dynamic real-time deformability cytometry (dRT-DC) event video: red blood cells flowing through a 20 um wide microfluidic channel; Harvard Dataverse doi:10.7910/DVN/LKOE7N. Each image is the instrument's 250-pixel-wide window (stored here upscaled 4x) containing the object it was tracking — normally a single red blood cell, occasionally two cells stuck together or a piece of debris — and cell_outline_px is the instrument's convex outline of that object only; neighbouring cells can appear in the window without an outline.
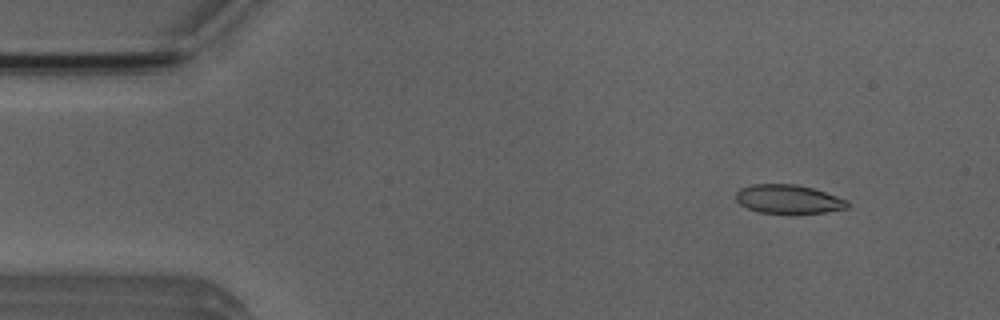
{"species": "Egyptian fruit bat (a non-hibernating species)", "species_latin": "Rousettus aegyptiacus", "temperature_condition": "room temperature", "stored_images_in_passage": 6, "camera_frame_rate_fps": 3000, "um_per_image_px": 0.085, "animal": {"sex": "male"}, "frame": {"image": 1, "passage_image": 1, "time_ms": 0.0, "image_size_px": [1000, 320], "cell_outline_px": [[848, 208], [824, 212], [788, 216], [760, 212], [748, 208], [740, 204], [736, 200], [736, 192], [740, 188], [752, 184], [796, 184], [812, 188], [848, 200]], "centroid_in_image_um": [67.0, 16.96], "position_along_channel_um": 18.0, "area_um2": 19.25}}